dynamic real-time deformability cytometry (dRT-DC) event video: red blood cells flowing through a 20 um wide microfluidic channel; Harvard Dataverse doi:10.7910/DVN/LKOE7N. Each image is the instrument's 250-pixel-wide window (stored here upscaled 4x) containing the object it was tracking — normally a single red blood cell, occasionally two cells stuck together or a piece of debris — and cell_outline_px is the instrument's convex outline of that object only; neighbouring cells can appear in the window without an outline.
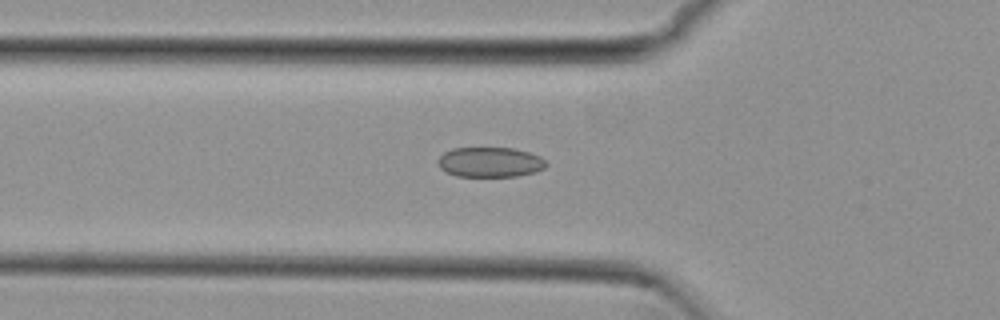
{"species": "common noctule bat (a hibernating species)", "species_latin": "Nyctalus noctula", "temperature_condition": "cold", "stored_images_in_passage": 23, "camera_frame_rate_fps": 3000, "um_per_image_px": 0.085, "animal": {"sex": "female", "body_mass_g": 29.2, "forearm_length_mm": 56.3}, "frame": {"image": 1, "passage_image": 8, "time_ms": 2.333, "image_size_px": [1000, 320], "cell_outline_px": [[548, 164], [544, 168], [536, 172], [516, 176], [456, 176], [444, 172], [440, 168], [436, 160], [444, 152], [452, 148], [512, 148], [528, 152], [540, 156]], "centroid_in_image_um": [41.62, 13.78], "position_along_channel_um": 84.2, "area_um2": 19.02}}
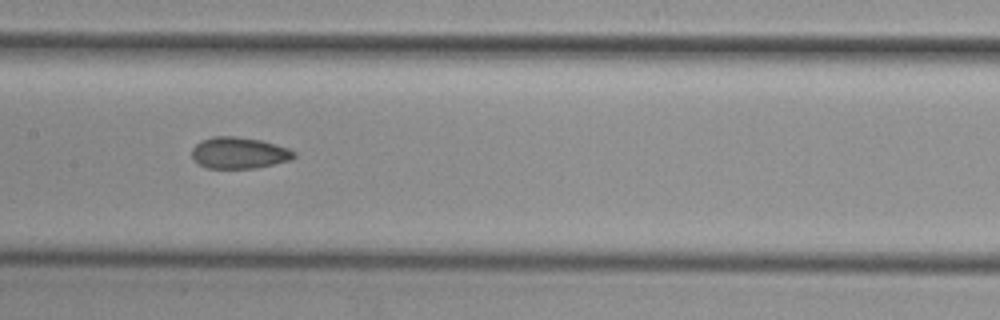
{"frame": {"image": 2, "passage_image": 16, "time_ms": 5.0, "image_size_px": [1000, 320], "cell_outline_px": [[296, 156], [292, 160], [256, 168], [208, 168], [200, 164], [192, 156], [192, 148], [200, 140], [212, 136], [236, 136], [260, 140], [288, 148], [296, 152]], "centroid_in_image_um": [20.33, 12.99], "position_along_channel_um": 187.1, "area_um2": 18.73}}
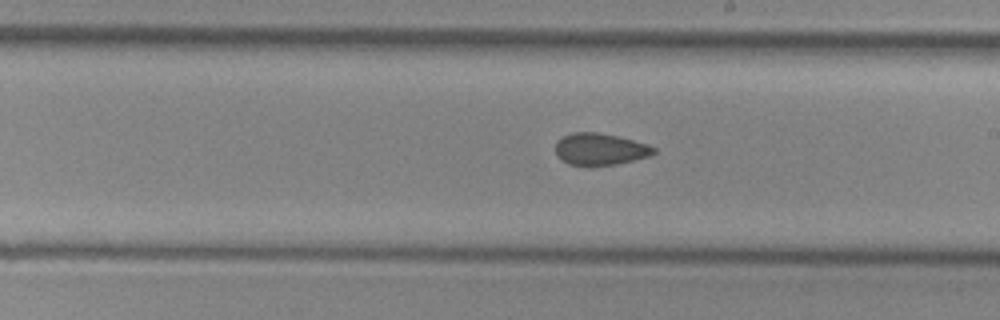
{"frame": {"image": 3, "passage_image": 20, "time_ms": 6.333, "image_size_px": [1000, 320], "cell_outline_px": [[656, 152], [652, 156], [616, 164], [592, 168], [588, 168], [568, 164], [556, 152], [556, 140], [572, 132], [596, 132], [616, 136], [648, 144], [656, 148]], "centroid_in_image_um": [51.02, 12.71], "position_along_channel_um": 238.0, "area_um2": 18.61}}